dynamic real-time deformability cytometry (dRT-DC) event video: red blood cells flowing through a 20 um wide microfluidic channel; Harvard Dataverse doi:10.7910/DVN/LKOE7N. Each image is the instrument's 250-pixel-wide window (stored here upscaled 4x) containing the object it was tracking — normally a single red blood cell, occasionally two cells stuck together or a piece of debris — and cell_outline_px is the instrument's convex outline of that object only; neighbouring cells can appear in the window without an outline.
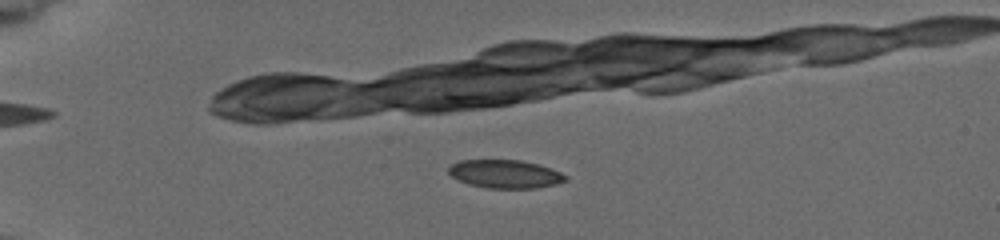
{"species": "common noctule bat (a hibernating species)", "species_latin": "Nyctalus noctula", "temperature_condition": "cold", "stored_images_in_passage": 8, "camera_frame_rate_fps": 3000, "um_per_image_px": 0.085, "animal": {"sex": "female", "body_mass_g": 19.5, "forearm_length_mm": 54.1}, "frame": {"image": 1, "passage_image": 5, "time_ms": 1.667, "image_size_px": [1000, 240], "cell_outline_px": [[568, 180], [556, 184], [536, 188], [488, 188], [468, 184], [452, 176], [448, 172], [448, 168], [452, 164], [460, 160], [520, 160], [536, 164], [560, 172], [568, 176]], "centroid_in_image_um": [42.94, 14.79], "position_along_channel_um": 42.1, "area_um2": 19.13}}